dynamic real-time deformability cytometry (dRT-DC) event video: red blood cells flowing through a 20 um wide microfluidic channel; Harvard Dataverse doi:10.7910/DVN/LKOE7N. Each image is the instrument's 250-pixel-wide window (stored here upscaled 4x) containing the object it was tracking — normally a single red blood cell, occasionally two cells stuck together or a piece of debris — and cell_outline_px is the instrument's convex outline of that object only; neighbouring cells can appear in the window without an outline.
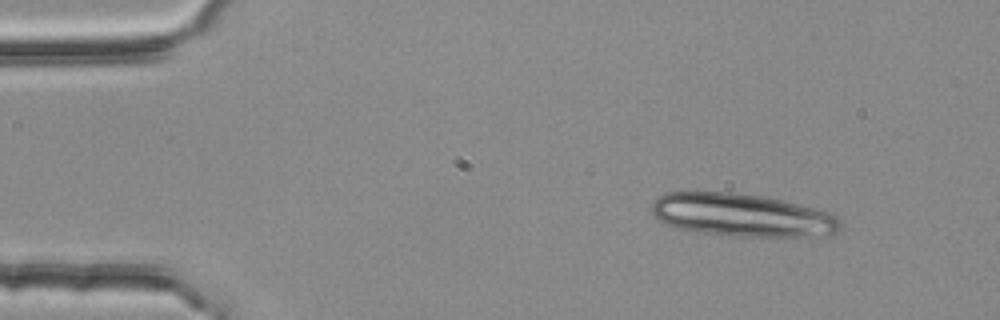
{"species": "common noctule bat (a hibernating species)", "species_latin": "Nyctalus noctula", "temperature_condition": "room temperature", "stored_images_in_passage": 3, "camera_frame_rate_fps": 3000, "um_per_image_px": 0.085, "animal": {"sex": "female", "body_mass_g": 25.1}, "frame": {"image": 1, "passage_image": 1, "time_ms": 0.0, "image_size_px": [1000, 320], "cell_outline_px": [[840, 228], [832, 236], [732, 236], [676, 228], [656, 220], [652, 212], [652, 200], [664, 192], [736, 192], [764, 196], [832, 212], [840, 220]], "centroid_in_image_um": [63.07, 18.28], "position_along_channel_um": 21.9, "area_um2": 47.57}}